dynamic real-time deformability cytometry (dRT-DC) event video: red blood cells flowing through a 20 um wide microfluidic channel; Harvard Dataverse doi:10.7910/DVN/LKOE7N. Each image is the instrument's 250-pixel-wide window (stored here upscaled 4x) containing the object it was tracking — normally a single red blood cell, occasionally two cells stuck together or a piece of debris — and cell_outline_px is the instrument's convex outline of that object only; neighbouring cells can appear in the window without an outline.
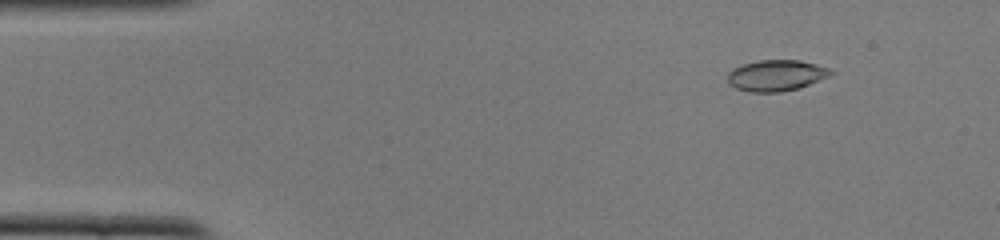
{"species": "common noctule bat (a hibernating species)", "species_latin": "Nyctalus noctula", "temperature_condition": "cold", "stored_images_in_passage": 51, "camera_frame_rate_fps": 3000, "um_per_image_px": 0.085, "animal": {"sex": "female", "body_mass_g": 22.0, "forearm_length_mm": 56.7}, "frame": {"image": 1, "passage_image": 6, "time_ms": 1.667, "image_size_px": [1000, 240], "cell_outline_px": [[836, 72], [828, 76], [808, 84], [796, 88], [780, 92], [748, 92], [736, 88], [728, 84], [728, 72], [732, 68], [744, 64], [760, 60], [800, 60], [816, 64], [828, 68]], "centroid_in_image_um": [65.94, 6.41], "position_along_channel_um": 19.1, "area_um2": 18.55}}
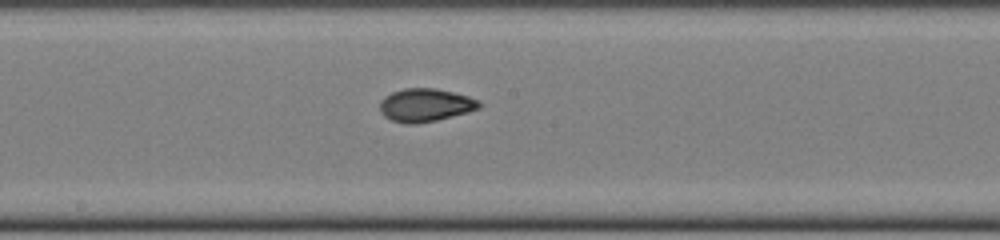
{"frame": {"image": 2, "passage_image": 27, "time_ms": 8.667, "image_size_px": [1000, 240], "cell_outline_px": [[484, 104], [480, 108], [452, 116], [436, 120], [416, 124], [404, 124], [392, 120], [384, 116], [380, 112], [380, 100], [384, 96], [392, 92], [404, 88], [436, 88], [468, 96], [480, 100]], "centroid_in_image_um": [36.15, 8.93], "position_along_channel_um": 212.0, "area_um2": 19.31}}
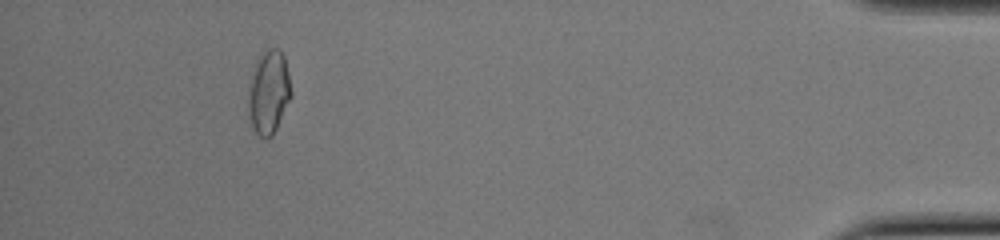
{"frame": {"image": 3, "passage_image": 47, "time_ms": 15.333, "image_size_px": [1000, 240], "cell_outline_px": [[292, 96], [272, 136], [260, 136], [252, 128], [248, 116], [248, 84], [252, 72], [264, 48], [280, 48], [284, 56], [288, 72], [292, 92]], "centroid_in_image_um": [22.83, 7.81], "position_along_channel_um": 412.4, "area_um2": 20.98}, "authors_computed_cell_mechanics": {"area_um2": 18.8428, "velocity_mm_per_s": 3.9363, "shape_relaxation_time_tau1_ms": 5.0519, "shape_relaxation_time_tau2_ms": 1.8169, "deformation_change_tau1": 0.1566, "deformation_change_tau2": 0.0526}}